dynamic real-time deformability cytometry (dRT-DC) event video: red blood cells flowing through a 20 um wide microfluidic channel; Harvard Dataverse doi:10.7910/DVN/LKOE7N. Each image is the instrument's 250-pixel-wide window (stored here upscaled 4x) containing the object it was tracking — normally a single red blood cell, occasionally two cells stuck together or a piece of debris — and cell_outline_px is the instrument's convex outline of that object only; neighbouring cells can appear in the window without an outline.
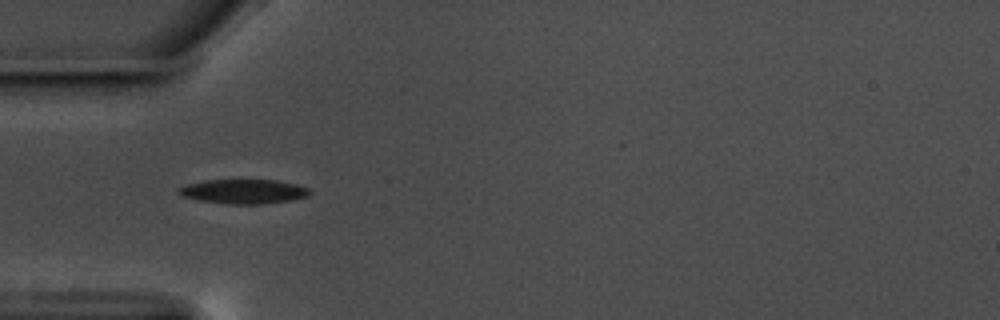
{"species": "common noctule bat (a hibernating species)", "species_latin": "Nyctalus noctula", "temperature_condition": "warm", "stored_images_in_passage": 41, "camera_frame_rate_fps": 3000, "um_per_image_px": 0.085, "animal": {"sex": "male", "body_mass_g": 17.5, "forearm_length_mm": 52.3}, "frame": {"image": 1, "passage_image": 1, "time_ms": 0.0, "image_size_px": [1000, 320], "cell_outline_px": [[312, 192], [308, 196], [292, 200], [264, 204], [228, 204], [200, 200], [184, 196], [176, 192], [176, 188], [188, 184], [204, 180], [276, 180], [296, 184], [308, 188]], "centroid_in_image_um": [20.72, 16.27], "position_along_channel_um": 64.3, "area_um2": 18.67}}
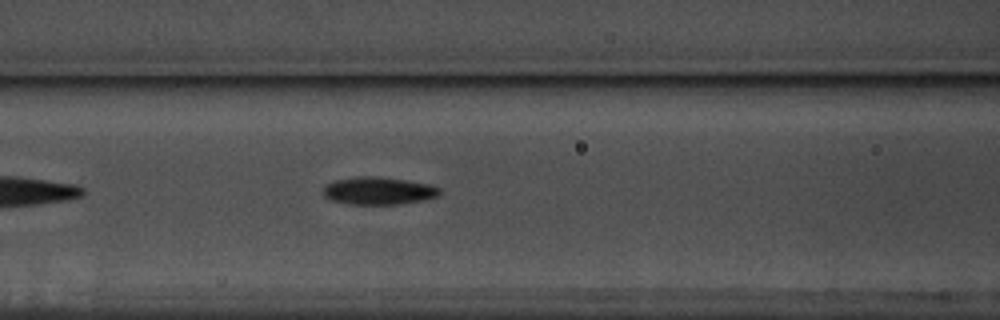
{"frame": {"image": 2, "passage_image": 7, "time_ms": 2.0, "image_size_px": [1000, 320], "cell_outline_px": [[440, 196], [424, 200], [400, 204], [344, 204], [332, 200], [324, 196], [324, 188], [328, 184], [336, 180], [360, 176], [368, 176], [404, 180], [428, 184], [440, 188]], "centroid_in_image_um": [32.19, 16.24], "position_along_channel_um": 134.4, "area_um2": 18.5}}
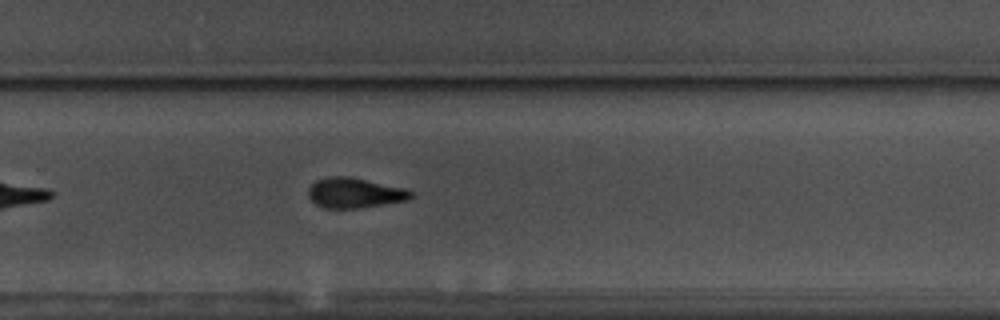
{"frame": {"image": 3, "passage_image": 21, "time_ms": 6.667, "image_size_px": [1000, 320], "cell_outline_px": [[412, 196], [408, 200], [356, 208], [324, 208], [316, 204], [308, 196], [308, 188], [316, 180], [332, 176], [348, 176], [404, 188], [412, 192]], "centroid_in_image_um": [30.11, 16.39], "position_along_channel_um": 299.7, "area_um2": 17.74}, "authors_computed_cell_mechanics": {"area_um2": 18.0336, "velocity_mm_per_s": 3.5522, "shape_relaxation_time_tau1_ms": 3.417, "shape_relaxation_time_tau2_ms": 4.9373, "deformation_change_tau1": 0.1437, "deformation_change_tau2": 0.1261}}